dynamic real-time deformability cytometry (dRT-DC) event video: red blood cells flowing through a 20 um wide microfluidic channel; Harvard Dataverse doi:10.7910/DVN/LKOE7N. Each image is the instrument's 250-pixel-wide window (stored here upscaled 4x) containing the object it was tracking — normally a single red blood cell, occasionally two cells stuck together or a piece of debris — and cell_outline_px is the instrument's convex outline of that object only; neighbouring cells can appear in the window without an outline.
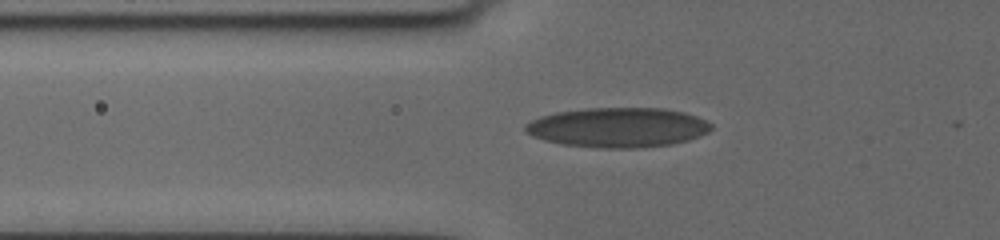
{"species": "human", "species_latin": "Homo sapiens", "temperature_condition": "cold", "stored_images_in_passage": 7, "camera_frame_rate_fps": 3000, "um_per_image_px": 0.085, "donor": {"sex": "female"}, "frame": {"image": 1, "passage_image": 7, "time_ms": 2.0, "image_size_px": [1000, 240], "cell_outline_px": [[712, 128], [708, 132], [700, 136], [688, 140], [672, 144], [636, 148], [596, 148], [564, 144], [544, 140], [532, 136], [524, 132], [524, 124], [540, 116], [556, 112], [588, 108], [660, 108], [684, 112], [696, 116], [712, 124]], "centroid_in_image_um": [52.5, 10.83], "position_along_channel_um": 73.3, "area_um2": 43.12}}